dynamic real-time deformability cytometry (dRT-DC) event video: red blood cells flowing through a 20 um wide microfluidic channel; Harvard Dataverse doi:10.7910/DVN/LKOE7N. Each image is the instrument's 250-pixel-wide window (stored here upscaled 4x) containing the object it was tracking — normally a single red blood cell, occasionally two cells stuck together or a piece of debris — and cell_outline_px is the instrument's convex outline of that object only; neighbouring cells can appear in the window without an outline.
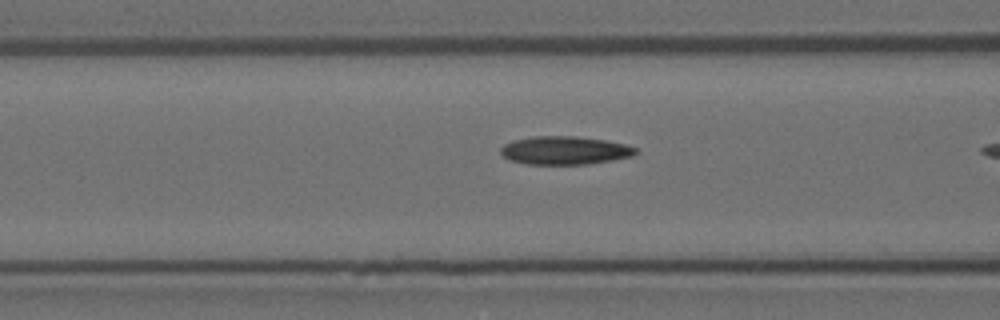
{"species": "Egyptian fruit bat (a non-hibernating species)", "species_latin": "Rousettus aegyptiacus", "temperature_condition": "room temperature", "stored_images_in_passage": 6, "camera_frame_rate_fps": 3000, "um_per_image_px": 0.085, "animal": {"sex": "female"}, "frame": {"image": 1, "passage_image": 5, "time_ms": 1.333, "image_size_px": [1000, 320], "cell_outline_px": [[636, 152], [632, 156], [612, 160], [588, 164], [528, 164], [512, 160], [504, 156], [500, 152], [500, 148], [504, 144], [512, 140], [532, 136], [576, 136], [604, 140], [624, 144], [636, 148]], "centroid_in_image_um": [47.98, 12.78], "position_along_channel_um": 118.6, "area_um2": 22.08}}